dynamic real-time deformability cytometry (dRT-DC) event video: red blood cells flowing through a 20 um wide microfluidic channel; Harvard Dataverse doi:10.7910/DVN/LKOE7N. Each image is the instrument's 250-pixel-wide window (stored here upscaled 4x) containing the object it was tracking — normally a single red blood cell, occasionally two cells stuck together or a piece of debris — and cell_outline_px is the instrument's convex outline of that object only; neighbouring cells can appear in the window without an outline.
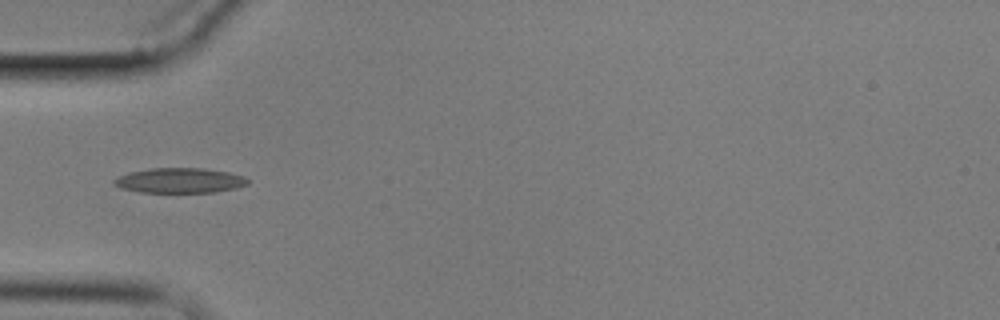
{"species": "common noctule bat (a hibernating species)", "species_latin": "Nyctalus noctula", "temperature_condition": "cold", "stored_images_in_passage": 9, "camera_frame_rate_fps": 3000, "um_per_image_px": 0.085, "animal": {"sex": "male", "body_mass_g": 17.9}, "frame": {"image": 1, "passage_image": 6, "time_ms": 5.667, "image_size_px": [1000, 320], "cell_outline_px": [[248, 184], [236, 188], [216, 192], [140, 192], [120, 188], [112, 184], [112, 180], [128, 172], [152, 168], [204, 168], [228, 172], [244, 176], [248, 180]], "centroid_in_image_um": [15.26, 15.34], "position_along_channel_um": 69.7, "area_um2": 19.54}}
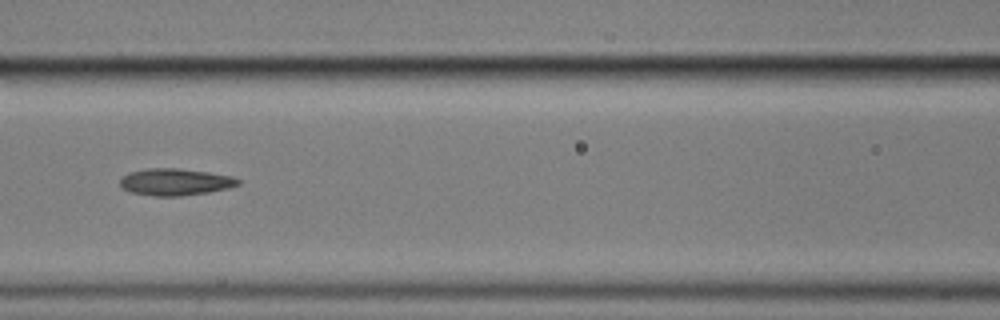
{"frame": {"image": 2, "passage_image": 8, "time_ms": 8.0, "image_size_px": [1000, 320], "cell_outline_px": [[240, 184], [228, 188], [208, 192], [180, 196], [152, 196], [132, 192], [120, 188], [120, 180], [128, 172], [148, 168], [180, 168], [208, 172], [232, 176], [240, 180]], "centroid_in_image_um": [14.88, 15.46], "position_along_channel_um": 151.7, "area_um2": 18.55}}
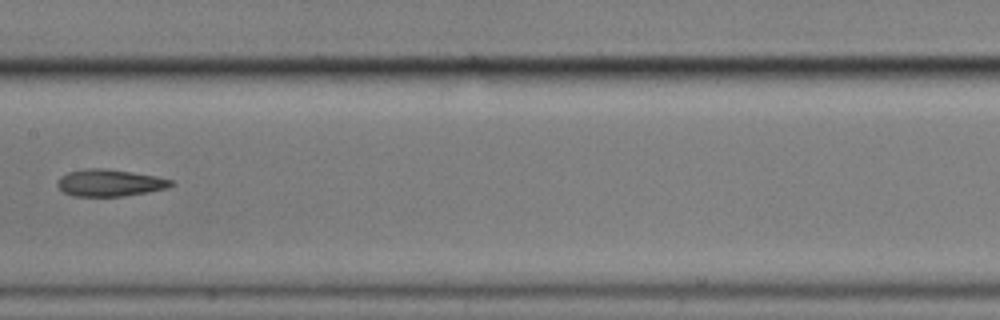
{"frame": {"image": 3, "passage_image": 9, "time_ms": 9.333, "image_size_px": [1000, 320], "cell_outline_px": [[176, 184], [168, 188], [148, 192], [124, 196], [72, 196], [64, 192], [56, 184], [60, 176], [68, 172], [84, 168], [104, 168], [156, 176], [172, 180]], "centroid_in_image_um": [9.33, 15.54], "position_along_channel_um": 198.1, "area_um2": 17.92}}